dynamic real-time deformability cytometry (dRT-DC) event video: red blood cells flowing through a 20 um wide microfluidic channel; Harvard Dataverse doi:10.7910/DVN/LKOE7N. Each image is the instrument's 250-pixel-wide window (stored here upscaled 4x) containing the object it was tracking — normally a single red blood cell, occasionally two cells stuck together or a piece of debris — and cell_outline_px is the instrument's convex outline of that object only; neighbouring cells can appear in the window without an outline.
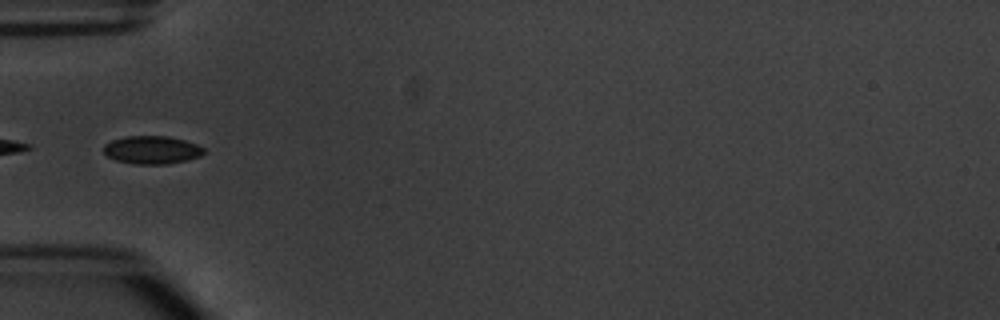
{"species": "common noctule bat (a hibernating species)", "species_latin": "Nyctalus noctula", "temperature_condition": "warm", "stored_images_in_passage": 4, "camera_frame_rate_fps": 3000, "um_per_image_px": 0.085, "animal": {"sex": "male", "body_mass_g": 20.1, "forearm_length_mm": 53.5}, "frame": {"image": 1, "passage_image": 4, "time_ms": 3.333, "image_size_px": [1000, 320], "cell_outline_px": [[204, 152], [200, 156], [188, 160], [168, 164], [132, 164], [116, 160], [108, 156], [104, 152], [104, 144], [112, 140], [128, 136], [168, 136], [184, 140], [196, 144], [204, 148]], "centroid_in_image_um": [12.91, 12.75], "position_along_channel_um": 72.1, "area_um2": 16.36}}